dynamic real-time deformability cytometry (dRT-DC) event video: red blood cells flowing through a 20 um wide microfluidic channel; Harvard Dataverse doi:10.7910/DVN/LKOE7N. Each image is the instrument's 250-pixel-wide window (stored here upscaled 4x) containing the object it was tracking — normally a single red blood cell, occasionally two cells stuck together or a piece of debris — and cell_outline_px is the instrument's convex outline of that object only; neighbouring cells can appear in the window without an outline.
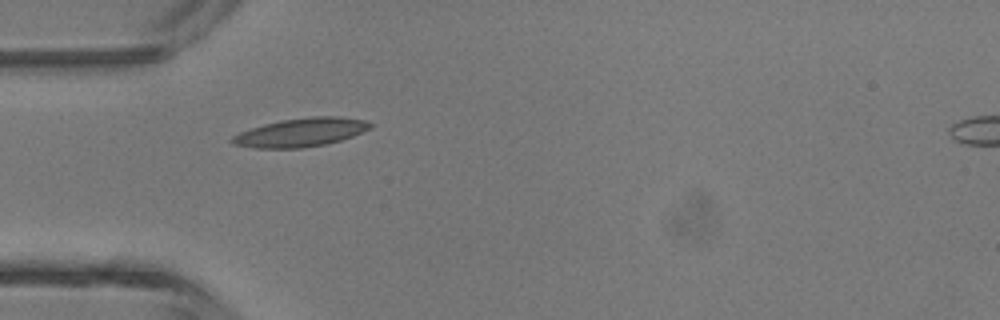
{"species": "common noctule bat (a hibernating species)", "species_latin": "Nyctalus noctula", "temperature_condition": "room temperature", "stored_images_in_passage": 5, "camera_frame_rate_fps": 3000, "um_per_image_px": 0.085, "animal": {"sex": "male", "body_mass_g": 13.3}, "frame": {"image": 1, "passage_image": 4, "time_ms": 4.333, "image_size_px": [1000, 320], "cell_outline_px": [[372, 128], [352, 136], [340, 140], [324, 144], [300, 148], [256, 148], [232, 144], [228, 140], [232, 136], [240, 132], [264, 124], [280, 120], [312, 116], [340, 116], [364, 120], [372, 124]], "centroid_in_image_um": [25.55, 11.25], "position_along_channel_um": 59.4, "area_um2": 22.95}}